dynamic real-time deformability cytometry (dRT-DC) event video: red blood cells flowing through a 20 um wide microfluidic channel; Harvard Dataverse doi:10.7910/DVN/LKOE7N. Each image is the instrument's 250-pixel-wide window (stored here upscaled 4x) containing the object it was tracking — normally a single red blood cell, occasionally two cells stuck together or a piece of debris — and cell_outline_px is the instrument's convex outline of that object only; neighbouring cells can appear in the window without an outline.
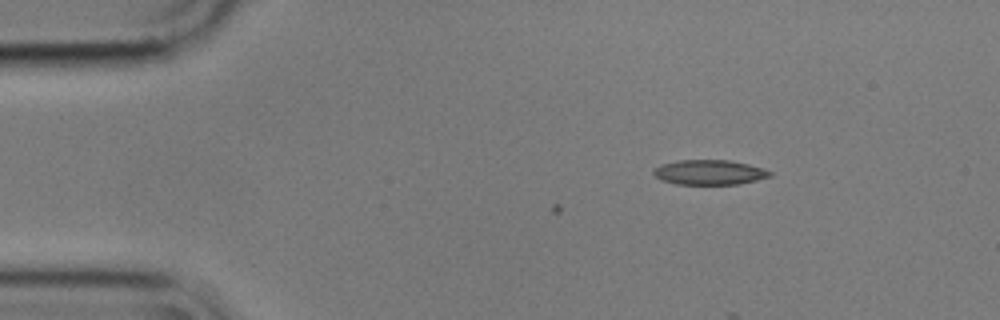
{"species": "common noctule bat (a hibernating species)", "species_latin": "Nyctalus noctula", "temperature_condition": "cold", "stored_images_in_passage": 5, "camera_frame_rate_fps": 3000, "um_per_image_px": 0.085, "animal": {"sex": "male", "body_mass_g": 17.9}, "frame": {"image": 1, "passage_image": 1, "time_ms": 0.0, "image_size_px": [1000, 320], "cell_outline_px": [[772, 176], [740, 184], [676, 184], [660, 180], [652, 172], [652, 168], [660, 164], [680, 160], [728, 160], [748, 164], [764, 168], [772, 172]], "centroid_in_image_um": [60.28, 14.64], "position_along_channel_um": 24.7, "area_um2": 16.99}}